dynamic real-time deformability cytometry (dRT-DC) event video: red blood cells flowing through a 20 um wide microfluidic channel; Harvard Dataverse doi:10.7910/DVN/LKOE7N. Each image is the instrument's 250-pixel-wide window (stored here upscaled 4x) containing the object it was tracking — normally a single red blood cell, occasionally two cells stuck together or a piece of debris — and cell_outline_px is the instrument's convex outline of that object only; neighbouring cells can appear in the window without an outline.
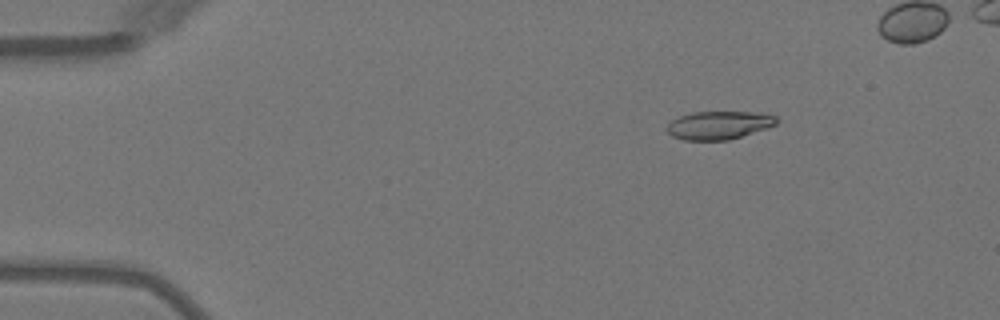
{"species": "Egyptian fruit bat (a non-hibernating species)", "species_latin": "Rousettus aegyptiacus", "temperature_condition": "warm", "stored_images_in_passage": 5, "camera_frame_rate_fps": 3000, "um_per_image_px": 0.085, "animal": {"sex": "female"}, "frame": {"image": 1, "passage_image": 2, "time_ms": 1.333, "image_size_px": [1000, 320], "cell_outline_px": [[780, 120], [776, 124], [768, 128], [728, 140], [684, 140], [672, 136], [668, 132], [668, 124], [672, 120], [680, 116], [692, 112], [760, 112], [776, 116]], "centroid_in_image_um": [61.15, 10.63], "position_along_channel_um": 23.9, "area_um2": 18.03}}